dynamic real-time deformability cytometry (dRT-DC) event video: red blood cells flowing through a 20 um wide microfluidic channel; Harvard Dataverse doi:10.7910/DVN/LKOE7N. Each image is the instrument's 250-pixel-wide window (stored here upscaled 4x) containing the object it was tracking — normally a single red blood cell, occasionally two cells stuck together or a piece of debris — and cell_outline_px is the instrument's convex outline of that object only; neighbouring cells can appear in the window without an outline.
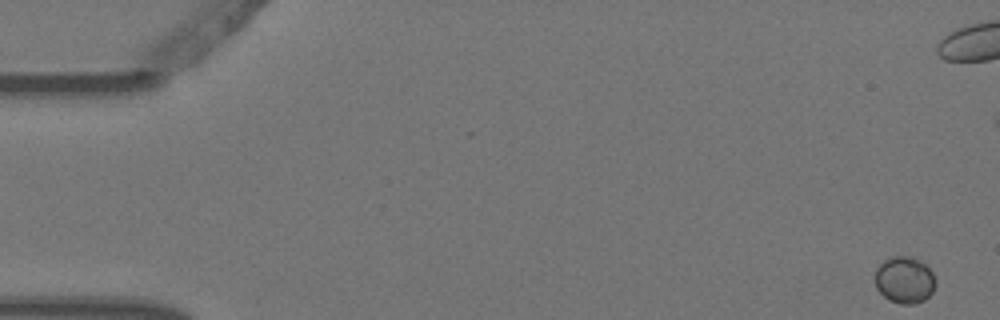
{"species": "Egyptian fruit bat (a non-hibernating species)", "species_latin": "Rousettus aegyptiacus", "temperature_condition": "warm", "stored_images_in_passage": 5, "segment_of_instrument_passage": [2, 2], "camera_frame_rate_fps": 3000, "um_per_image_px": 0.085, "animal": {"sex": "female"}, "frame": {"image": 1, "passage_image": 5, "time_ms": 1.333, "image_size_px": [1000, 320], "cell_outline_px": [[936, 284], [932, 292], [924, 300], [916, 304], [900, 304], [888, 300], [876, 288], [876, 268], [884, 260], [892, 256], [908, 256], [920, 260], [932, 272], [936, 280]], "centroid_in_image_um": [76.89, 23.8], "position_along_channel_um": 8.1, "area_um2": 16.53}}